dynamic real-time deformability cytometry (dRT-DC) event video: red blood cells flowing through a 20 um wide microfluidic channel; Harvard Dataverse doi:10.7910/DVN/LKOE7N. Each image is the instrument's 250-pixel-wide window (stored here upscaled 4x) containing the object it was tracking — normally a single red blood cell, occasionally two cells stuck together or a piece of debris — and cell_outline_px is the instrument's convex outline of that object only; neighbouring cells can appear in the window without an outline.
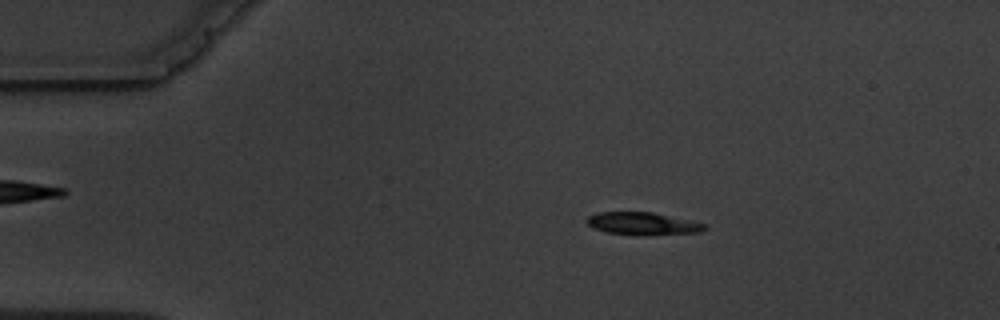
{"species": "common noctule bat (a hibernating species)", "species_latin": "Nyctalus noctula", "temperature_condition": "warm", "stored_images_in_passage": 3, "camera_frame_rate_fps": 3000, "um_per_image_px": 0.085, "animal": {"sex": "male", "body_mass_g": 19.5, "forearm_length_mm": 54.6}, "frame": {"image": 1, "passage_image": 2, "time_ms": 1.333, "image_size_px": [1000, 320], "cell_outline_px": [[708, 228], [700, 232], [648, 236], [636, 236], [604, 232], [592, 228], [584, 220], [588, 216], [596, 212], [652, 212], [704, 224]], "centroid_in_image_um": [54.55, 19.03], "position_along_channel_um": 30.4, "area_um2": 15.78}}